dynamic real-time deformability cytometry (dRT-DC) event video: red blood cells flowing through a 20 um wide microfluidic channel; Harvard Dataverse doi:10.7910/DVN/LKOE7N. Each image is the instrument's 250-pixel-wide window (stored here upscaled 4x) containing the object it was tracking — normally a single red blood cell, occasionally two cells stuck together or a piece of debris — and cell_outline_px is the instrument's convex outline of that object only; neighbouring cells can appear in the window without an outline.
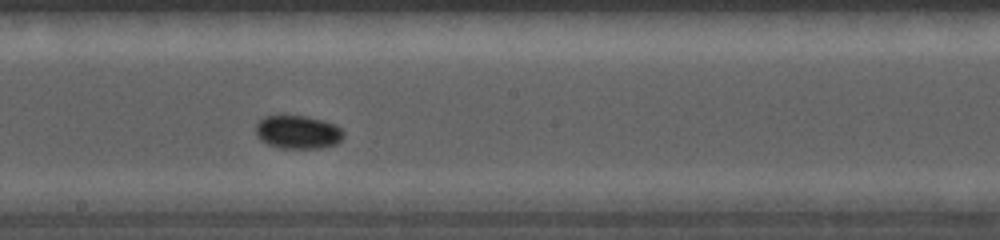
{"species": "common noctule bat (a hibernating species)", "species_latin": "Nyctalus noctula", "temperature_condition": "cold", "stored_images_in_passage": 22, "camera_frame_rate_fps": 5000, "um_per_image_px": 0.085, "animal": {"sex": "female", "body_mass_g": 19.0, "forearm_length_mm": 56.7}, "frame": {"image": 1, "passage_image": 11, "time_ms": 5.8, "image_size_px": [1000, 240], "cell_outline_px": [[344, 136], [336, 144], [320, 148], [280, 148], [268, 144], [260, 140], [256, 136], [256, 124], [264, 116], [308, 116], [336, 124], [344, 132]], "centroid_in_image_um": [25.32, 11.23], "position_along_channel_um": 222.9, "area_um2": 17.11}}
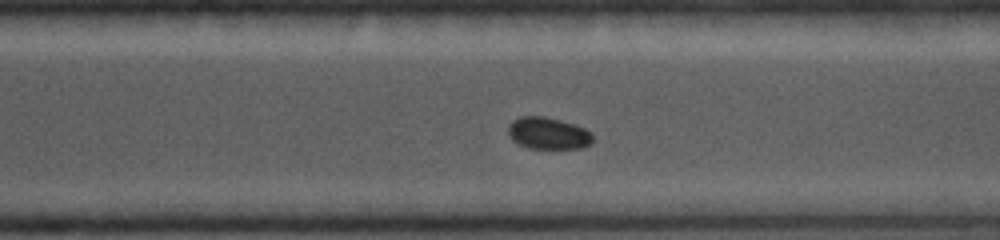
{"frame": {"image": 2, "passage_image": 15, "time_ms": 8.0, "image_size_px": [1000, 240], "cell_outline_px": [[592, 144], [584, 148], [528, 148], [512, 140], [508, 136], [508, 124], [512, 120], [520, 116], [544, 116], [576, 124], [592, 132]], "centroid_in_image_um": [46.59, 11.32], "position_along_channel_um": 324.0, "area_um2": 15.95}}
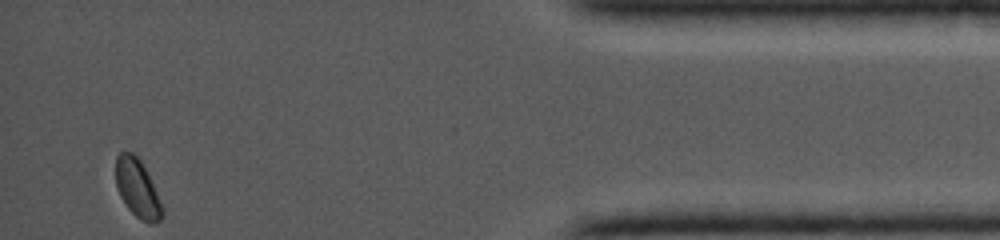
{"frame": {"image": 3, "passage_image": 22, "time_ms": 11.2, "image_size_px": [1000, 240], "cell_outline_px": [[164, 216], [156, 224], [148, 224], [140, 220], [128, 208], [120, 196], [116, 184], [116, 156], [120, 152], [132, 152], [140, 160], [164, 208]], "centroid_in_image_um": [11.7, 16.07], "position_along_channel_um": 423.5, "area_um2": 15.66}}